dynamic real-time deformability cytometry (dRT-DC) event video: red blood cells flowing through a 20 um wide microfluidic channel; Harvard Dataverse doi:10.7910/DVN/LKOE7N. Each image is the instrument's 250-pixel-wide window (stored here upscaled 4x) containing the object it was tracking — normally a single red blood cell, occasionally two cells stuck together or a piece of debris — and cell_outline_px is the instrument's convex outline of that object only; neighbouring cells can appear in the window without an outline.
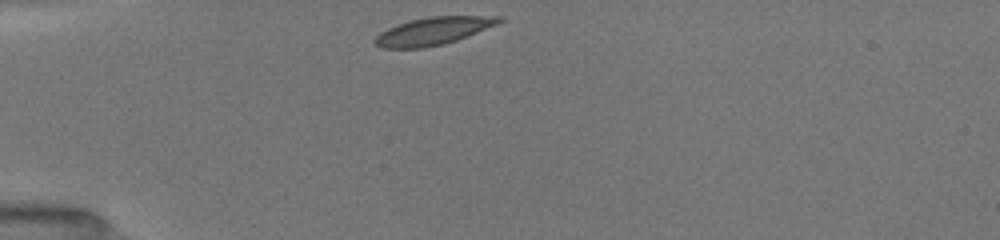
{"species": "common noctule bat (a hibernating species)", "species_latin": "Nyctalus noctula", "temperature_condition": "room temperature", "stored_images_in_passage": 38, "camera_frame_rate_fps": 3000, "um_per_image_px": 0.085, "animal": {"sex": "female", "body_mass_g": 19.5, "forearm_length_mm": 54.1}, "frame": {"image": 1, "passage_image": 1, "time_ms": 0.0, "image_size_px": [1000, 240], "cell_outline_px": [[504, 20], [496, 24], [456, 40], [444, 44], [424, 48], [380, 48], [372, 40], [380, 32], [396, 24], [408, 20], [428, 16], [504, 16]], "centroid_in_image_um": [36.77, 2.63], "position_along_channel_um": 48.2, "area_um2": 20.0}}
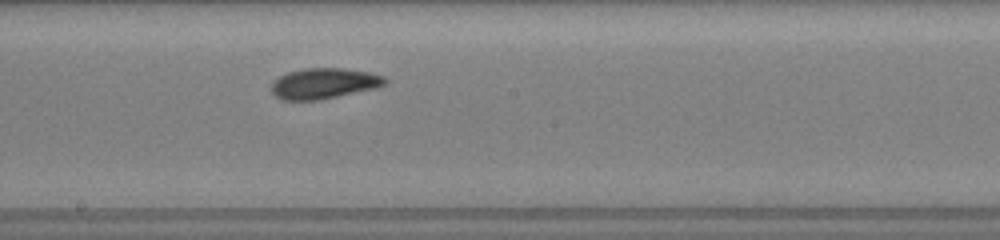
{"frame": {"image": 2, "passage_image": 16, "time_ms": 5.0, "image_size_px": [1000, 240], "cell_outline_px": [[388, 84], [376, 88], [320, 100], [280, 100], [272, 92], [272, 84], [280, 76], [288, 72], [304, 68], [340, 68], [368, 72], [384, 76], [388, 80]], "centroid_in_image_um": [27.57, 7.1], "position_along_channel_um": 220.6, "area_um2": 20.29}}
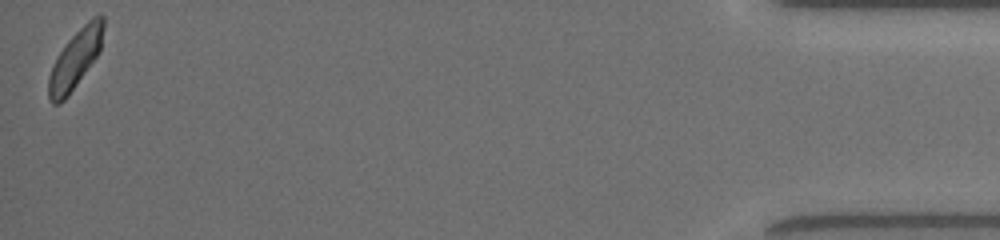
{"frame": {"image": 3, "passage_image": 38, "time_ms": 12.333, "image_size_px": [1000, 240], "cell_outline_px": [[104, 28], [100, 52], [68, 96], [60, 104], [52, 104], [48, 100], [48, 76], [56, 56], [68, 40], [92, 16], [100, 12], [104, 16]], "centroid_in_image_um": [6.4, 5.02], "position_along_channel_um": 428.8, "area_um2": 18.96}, "authors_computed_cell_mechanics": {"area_um2": 19.8832, "velocity_mm_per_s": 3.9565, "shape_relaxation_time_tau1_ms": 3.299, "shape_relaxation_time_tau2_ms": 1.7597, "deformation_change_tau1": 0.1026, "deformation_change_tau2": 0.0625}}